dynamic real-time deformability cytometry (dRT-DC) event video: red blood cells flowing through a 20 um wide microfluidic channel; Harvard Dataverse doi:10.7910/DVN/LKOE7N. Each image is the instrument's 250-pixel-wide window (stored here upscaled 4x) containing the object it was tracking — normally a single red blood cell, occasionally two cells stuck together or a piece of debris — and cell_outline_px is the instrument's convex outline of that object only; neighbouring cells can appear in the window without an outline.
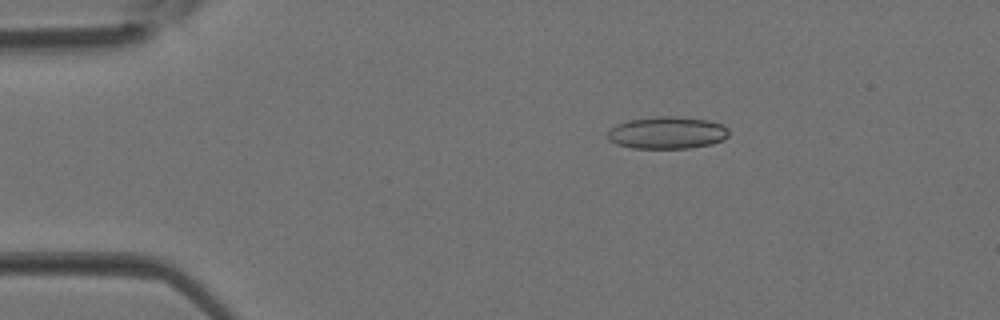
{"species": "Egyptian fruit bat (a non-hibernating species)", "species_latin": "Rousettus aegyptiacus", "temperature_condition": "room temperature", "stored_images_in_passage": 4, "camera_frame_rate_fps": 3000, "um_per_image_px": 0.085, "animal": {"sex": "female"}, "frame": {"image": 1, "passage_image": 2, "time_ms": 0.333, "image_size_px": [1000, 320], "cell_outline_px": [[728, 136], [724, 140], [712, 144], [688, 148], [632, 148], [616, 144], [608, 136], [608, 132], [616, 124], [628, 120], [656, 116], [676, 116], [708, 120], [724, 124], [728, 128]], "centroid_in_image_um": [56.75, 11.27], "position_along_channel_um": 28.2, "area_um2": 22.83}}